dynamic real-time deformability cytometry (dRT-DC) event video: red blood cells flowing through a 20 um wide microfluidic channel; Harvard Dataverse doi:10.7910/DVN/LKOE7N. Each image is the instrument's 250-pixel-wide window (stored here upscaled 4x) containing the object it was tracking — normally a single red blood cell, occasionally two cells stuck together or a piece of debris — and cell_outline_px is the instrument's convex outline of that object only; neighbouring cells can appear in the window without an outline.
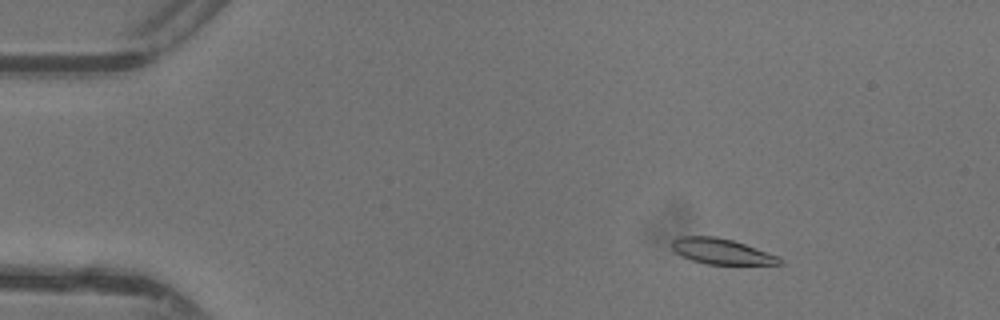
{"species": "common noctule bat (a hibernating species)", "species_latin": "Nyctalus noctula", "temperature_condition": "warm", "stored_images_in_passage": 48, "camera_frame_rate_fps": 3000, "um_per_image_px": 0.085, "animal": {"sex": "female"}, "frame": {"image": 1, "passage_image": 8, "time_ms": 2.333, "image_size_px": [1000, 320], "cell_outline_px": [[784, 264], [704, 264], [692, 260], [676, 252], [672, 248], [672, 240], [680, 236], [716, 236], [732, 240], [780, 256], [784, 260]], "centroid_in_image_um": [61.36, 21.37], "position_along_channel_um": 23.6, "area_um2": 16.01}}
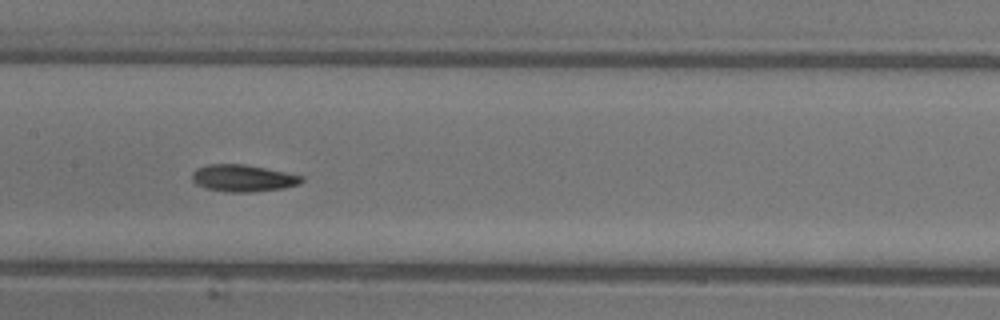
{"frame": {"image": 2, "passage_image": 25, "time_ms": 8.0, "image_size_px": [1000, 320], "cell_outline_px": [[304, 180], [300, 184], [284, 188], [252, 192], [228, 192], [204, 188], [196, 184], [192, 180], [192, 172], [196, 168], [208, 164], [244, 164], [304, 176]], "centroid_in_image_um": [20.64, 15.15], "position_along_channel_um": 186.8, "area_um2": 17.28}}
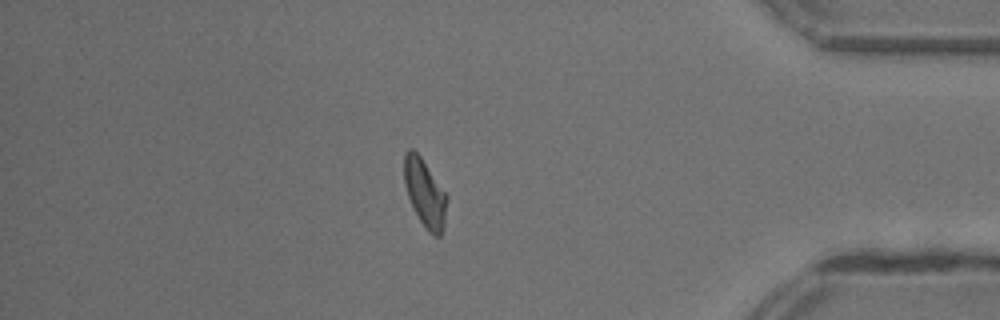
{"frame": {"image": 3, "passage_image": 42, "time_ms": 13.667, "image_size_px": [1000, 320], "cell_outline_px": [[444, 228], [440, 236], [436, 236], [428, 232], [420, 220], [408, 196], [404, 184], [404, 152], [408, 148], [412, 148], [420, 156], [444, 192]], "centroid_in_image_um": [36.05, 16.38], "position_along_channel_um": 399.1, "area_um2": 16.07}, "authors_computed_cell_mechanics": {"area_um2": 16.8198, "velocity_mm_per_s": 4.3937, "shape_relaxation_time_tau1_ms": 3.5347, "shape_relaxation_time_tau2_ms": 1.4719, "deformation_change_tau1": 0.1425, "deformation_change_tau2": 0.0697}}